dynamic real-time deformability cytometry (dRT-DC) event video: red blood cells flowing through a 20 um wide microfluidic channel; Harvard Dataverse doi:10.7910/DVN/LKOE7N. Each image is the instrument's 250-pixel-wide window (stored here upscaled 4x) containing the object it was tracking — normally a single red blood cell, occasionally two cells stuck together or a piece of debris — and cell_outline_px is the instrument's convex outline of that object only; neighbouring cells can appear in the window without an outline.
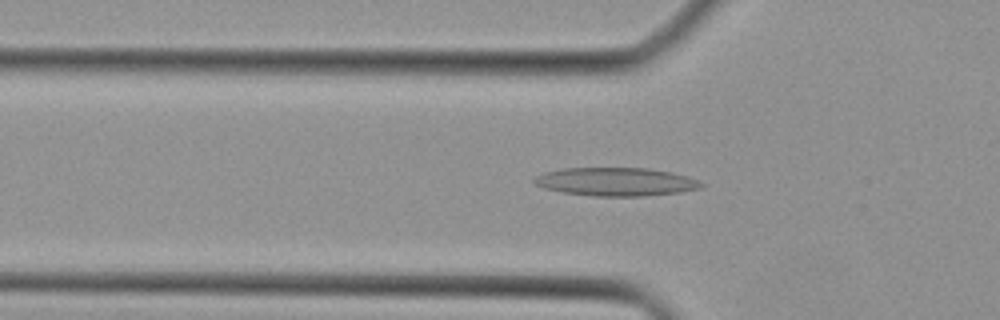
{"species": "Egyptian fruit bat (a non-hibernating species)", "species_latin": "Rousettus aegyptiacus", "temperature_condition": "cold", "stored_images_in_passage": 32, "camera_frame_rate_fps": 3000, "um_per_image_px": 0.085, "animal": {"sex": "female"}, "frame": {"image": 1, "passage_image": 3, "time_ms": 0.667, "image_size_px": [1000, 320], "cell_outline_px": [[704, 184], [700, 188], [680, 192], [644, 196], [592, 196], [564, 192], [544, 188], [536, 184], [532, 180], [536, 176], [544, 172], [564, 168], [648, 168], [672, 172], [688, 176]], "centroid_in_image_um": [52.35, 15.44], "position_along_channel_um": 73.4, "area_um2": 27.51}}
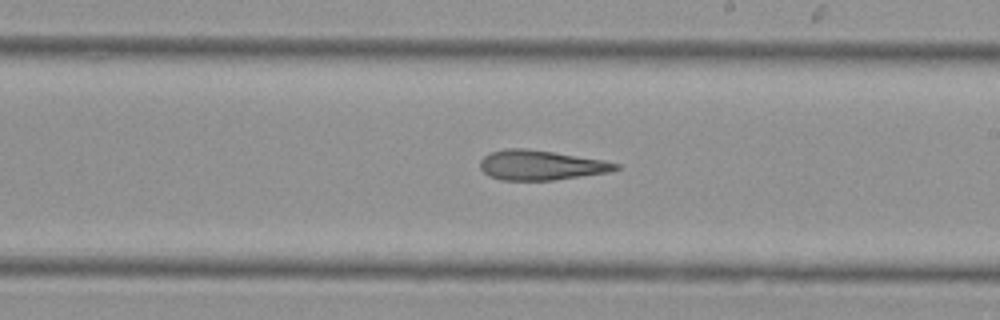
{"frame": {"image": 2, "passage_image": 14, "time_ms": 4.333, "image_size_px": [1000, 320], "cell_outline_px": [[620, 168], [608, 172], [552, 180], [500, 180], [488, 176], [480, 168], [480, 160], [488, 152], [508, 148], [524, 148], [552, 152], [604, 160], [620, 164]], "centroid_in_image_um": [45.93, 14.03], "position_along_channel_um": 243.1, "area_um2": 23.47}}
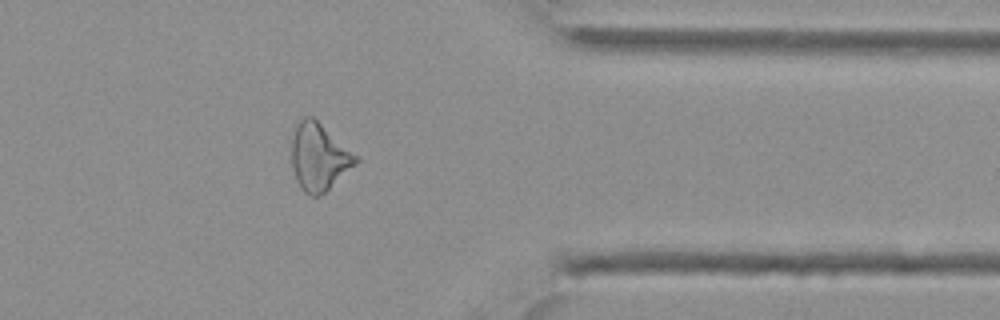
{"frame": {"image": 3, "passage_image": 24, "time_ms": 7.667, "image_size_px": [1000, 320], "cell_outline_px": [[360, 160], [356, 164], [320, 196], [312, 196], [304, 192], [300, 188], [296, 180], [292, 168], [292, 136], [296, 124], [304, 116], [312, 116], [360, 156]], "centroid_in_image_um": [27.12, 13.33], "position_along_channel_um": 384.3, "area_um2": 25.32}}